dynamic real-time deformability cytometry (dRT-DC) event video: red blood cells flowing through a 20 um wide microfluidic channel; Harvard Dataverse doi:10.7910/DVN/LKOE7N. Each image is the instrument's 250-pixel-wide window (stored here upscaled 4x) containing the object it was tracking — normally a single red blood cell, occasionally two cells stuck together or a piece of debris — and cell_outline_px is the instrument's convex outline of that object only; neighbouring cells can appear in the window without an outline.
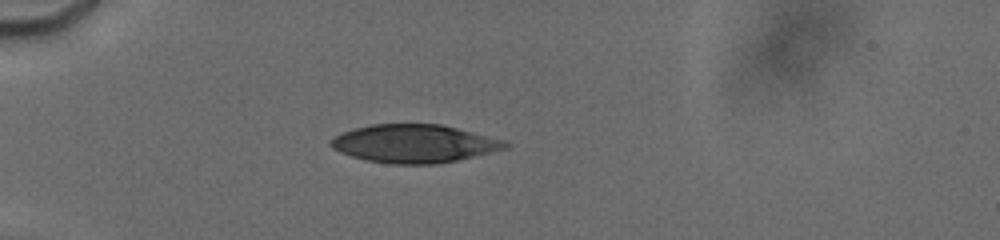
{"species": "human", "species_latin": "Homo sapiens", "temperature_condition": "cold", "stored_images_in_passage": 7, "camera_frame_rate_fps": 3000, "um_per_image_px": 0.085, "donor": {"sex": "male"}, "frame": {"image": 1, "passage_image": 5, "time_ms": 4.333, "image_size_px": [1000, 240], "cell_outline_px": [[508, 148], [456, 160], [436, 164], [392, 164], [368, 160], [352, 156], [340, 152], [332, 148], [328, 144], [336, 136], [344, 132], [356, 128], [372, 124], [440, 124], [508, 140]], "centroid_in_image_um": [35.24, 12.2], "position_along_channel_um": 49.8, "area_um2": 38.55}}
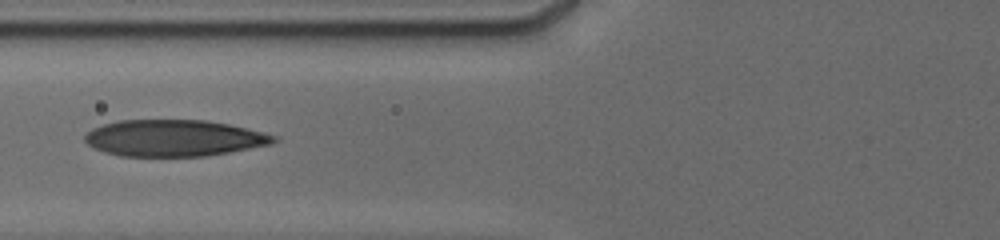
{"frame": {"image": 2, "passage_image": 7, "time_ms": 6.667, "image_size_px": [1000, 240], "cell_outline_px": [[280, 140], [272, 144], [208, 156], [120, 156], [104, 152], [92, 148], [84, 140], [84, 136], [92, 128], [104, 124], [120, 120], [204, 120], [228, 124], [264, 132], [276, 136]], "centroid_in_image_um": [14.79, 11.74], "position_along_channel_um": 111.0, "area_um2": 40.34}}